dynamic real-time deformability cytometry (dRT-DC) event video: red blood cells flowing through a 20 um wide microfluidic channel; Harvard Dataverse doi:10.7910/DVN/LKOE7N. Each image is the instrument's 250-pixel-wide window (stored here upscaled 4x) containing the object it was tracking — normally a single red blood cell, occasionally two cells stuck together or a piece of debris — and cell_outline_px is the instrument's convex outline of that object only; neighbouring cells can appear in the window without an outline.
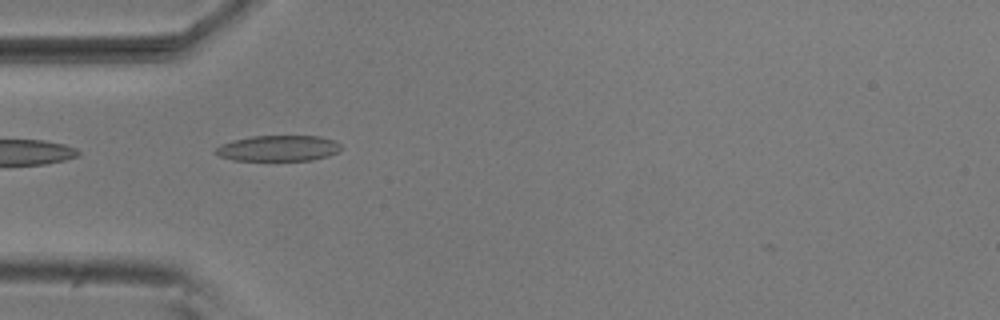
{"species": "common noctule bat (a hibernating species)", "species_latin": "Nyctalus noctula", "temperature_condition": "room temperature", "stored_images_in_passage": 5, "camera_frame_rate_fps": 3000, "um_per_image_px": 0.085, "animal": {"sex": "male", "body_mass_g": 20.5, "forearm_length_mm": 52.5}, "frame": {"image": 1, "passage_image": 1, "time_ms": 0.0, "image_size_px": [1000, 320], "cell_outline_px": [[344, 148], [340, 152], [328, 156], [312, 160], [232, 160], [220, 156], [212, 152], [220, 144], [232, 140], [252, 136], [320, 136], [336, 140]], "centroid_in_image_um": [23.69, 12.6], "position_along_channel_um": 61.3, "area_um2": 19.13}}